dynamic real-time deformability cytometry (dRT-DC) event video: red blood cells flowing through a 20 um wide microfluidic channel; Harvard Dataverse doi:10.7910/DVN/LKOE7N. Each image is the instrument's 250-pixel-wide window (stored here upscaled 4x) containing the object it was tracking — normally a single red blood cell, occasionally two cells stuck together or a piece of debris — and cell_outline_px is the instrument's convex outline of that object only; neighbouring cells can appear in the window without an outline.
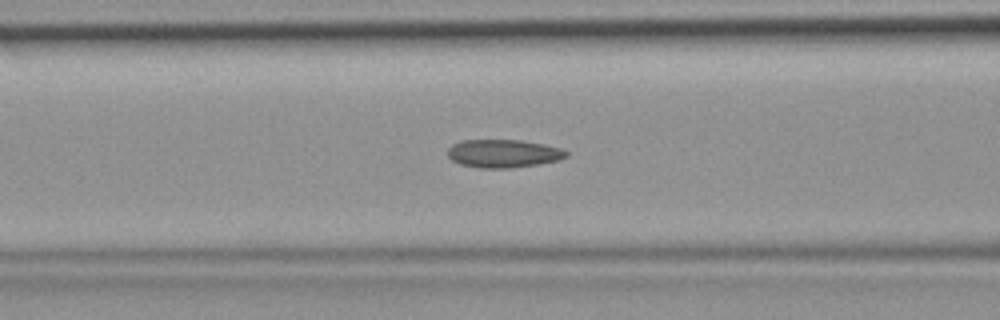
{"species": "common noctule bat (a hibernating species)", "species_latin": "Nyctalus noctula", "temperature_condition": "room temperature", "stored_images_in_passage": 46, "camera_frame_rate_fps": 3000, "um_per_image_px": 0.085, "animal": {"sex": "female", "body_mass_g": 19.9}, "frame": {"image": 1, "passage_image": 18, "time_ms": 5.667, "image_size_px": [1000, 320], "cell_outline_px": [[568, 156], [560, 160], [540, 164], [512, 168], [480, 168], [460, 164], [452, 160], [448, 156], [448, 148], [452, 144], [460, 140], [520, 140], [544, 144], [560, 148], [568, 152]], "centroid_in_image_um": [42.79, 13.05], "position_along_channel_um": 123.8, "area_um2": 19.59}}
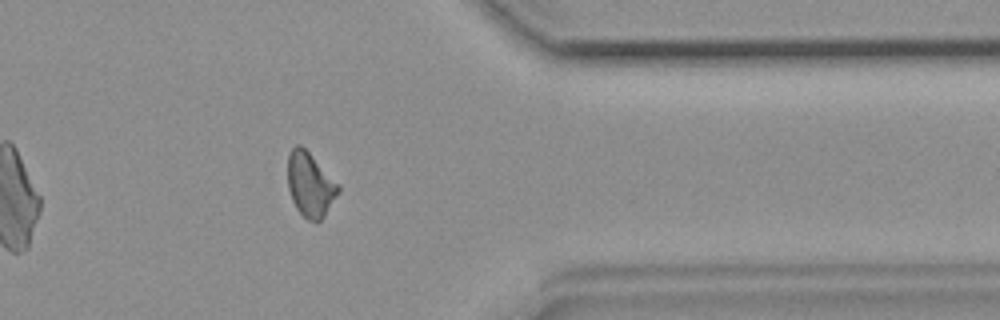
{"frame": {"image": 2, "passage_image": 37, "time_ms": 12.0, "image_size_px": [1000, 320], "cell_outline_px": [[340, 192], [324, 216], [320, 220], [308, 220], [296, 208], [292, 200], [288, 188], [288, 152], [296, 144], [300, 144], [340, 184]], "centroid_in_image_um": [26.37, 15.68], "position_along_channel_um": 385.0, "area_um2": 18.9}}
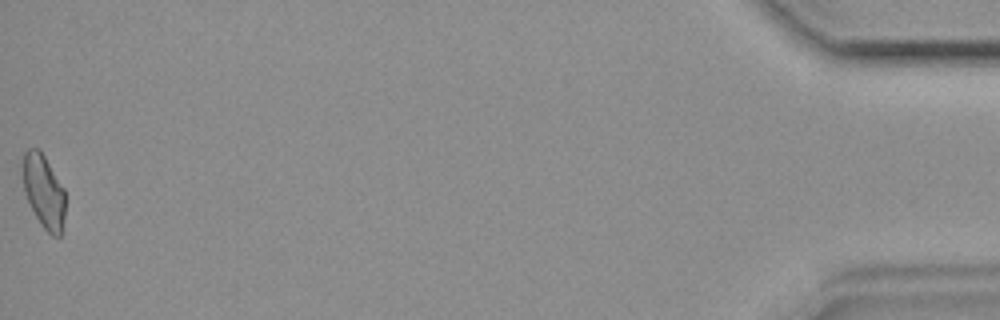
{"frame": {"image": 3, "passage_image": 46, "time_ms": 15.0, "image_size_px": [1000, 320], "cell_outline_px": [[64, 216], [60, 236], [52, 236], [40, 224], [24, 192], [24, 152], [28, 148], [40, 148], [64, 188]], "centroid_in_image_um": [3.73, 16.25], "position_along_channel_um": 431.5, "area_um2": 17.86}}